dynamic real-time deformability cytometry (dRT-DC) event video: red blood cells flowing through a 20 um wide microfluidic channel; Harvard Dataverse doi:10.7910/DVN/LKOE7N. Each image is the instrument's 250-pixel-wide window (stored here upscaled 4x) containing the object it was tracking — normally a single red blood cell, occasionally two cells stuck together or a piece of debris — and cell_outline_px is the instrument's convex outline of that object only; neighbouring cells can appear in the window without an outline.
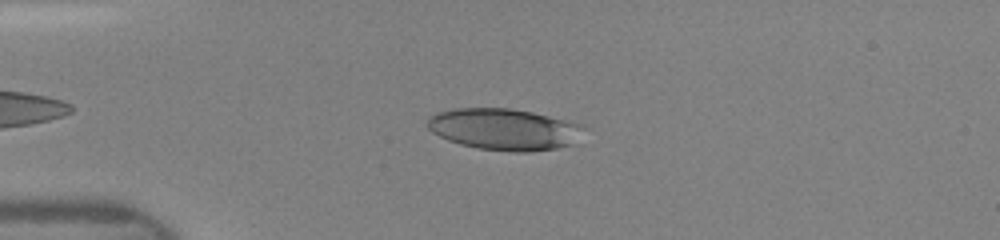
{"species": "human", "species_latin": "Homo sapiens", "temperature_condition": "room temperature", "stored_images_in_passage": 5, "camera_frame_rate_fps": 3000, "um_per_image_px": 0.085, "donor": {"sex": "female"}, "frame": {"image": 1, "passage_image": 3, "time_ms": 2.0, "image_size_px": [1000, 240], "cell_outline_px": [[584, 128], [572, 144], [556, 148], [528, 152], [512, 152], [476, 148], [460, 144], [448, 140], [432, 132], [424, 124], [428, 116], [436, 112], [452, 108], [508, 108], [532, 112], [584, 124]], "centroid_in_image_um": [42.79, 10.98], "position_along_channel_um": 42.2, "area_um2": 38.03}}
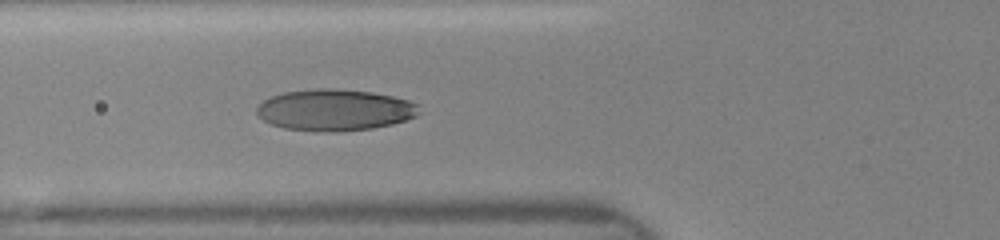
{"frame": {"image": 2, "passage_image": 5, "time_ms": 4.0, "image_size_px": [1000, 240], "cell_outline_px": [[420, 112], [416, 116], [408, 120], [392, 124], [372, 128], [340, 132], [332, 132], [284, 128], [272, 124], [256, 116], [256, 108], [264, 100], [272, 96], [284, 92], [320, 88], [328, 88], [372, 92], [392, 96], [408, 100], [420, 104]], "centroid_in_image_um": [28.49, 9.35], "position_along_channel_um": 97.3, "area_um2": 39.3}}